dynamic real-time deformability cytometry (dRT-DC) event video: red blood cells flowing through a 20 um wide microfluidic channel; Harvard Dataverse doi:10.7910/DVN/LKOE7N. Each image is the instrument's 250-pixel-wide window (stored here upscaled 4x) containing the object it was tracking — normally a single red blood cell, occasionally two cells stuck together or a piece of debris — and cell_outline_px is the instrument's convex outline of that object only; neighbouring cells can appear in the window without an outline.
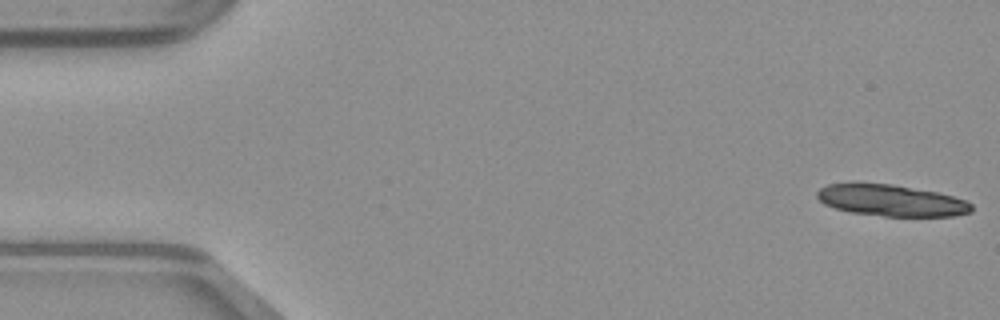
{"species": "common noctule bat (a hibernating species)", "species_latin": "Nyctalus noctula", "temperature_condition": "warm", "stored_images_in_passage": 49, "camera_frame_rate_fps": 3000, "um_per_image_px": 0.085, "animal": {"sex": "male", "body_mass_g": 23.1, "forearm_length_mm": 52.7}, "frame": {"image": 1, "passage_image": 1, "time_ms": 0.0, "image_size_px": [1000, 320], "cell_outline_px": [[972, 212], [956, 216], [884, 216], [852, 212], [836, 208], [824, 204], [816, 196], [816, 192], [820, 188], [828, 184], [852, 180], [856, 180], [892, 184], [936, 192], [952, 196], [964, 200], [972, 204]], "centroid_in_image_um": [75.68, 17.0], "position_along_channel_um": 9.3, "area_um2": 28.9}}
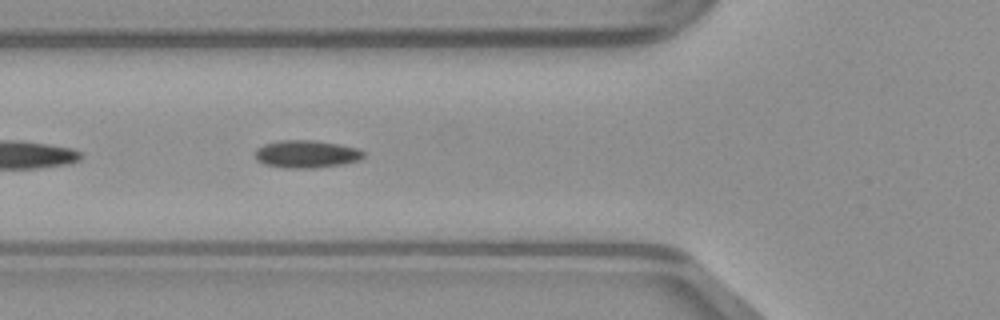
{"frame": {"image": 2, "passage_image": 18, "time_ms": 5.667, "image_size_px": [1000, 320], "cell_outline_px": [[364, 156], [360, 160], [344, 164], [316, 168], [284, 168], [264, 164], [256, 160], [256, 148], [264, 144], [280, 140], [312, 140], [340, 144], [360, 148], [364, 152]], "centroid_in_image_um": [26.07, 13.1], "position_along_channel_um": 99.7, "area_um2": 17.69}}
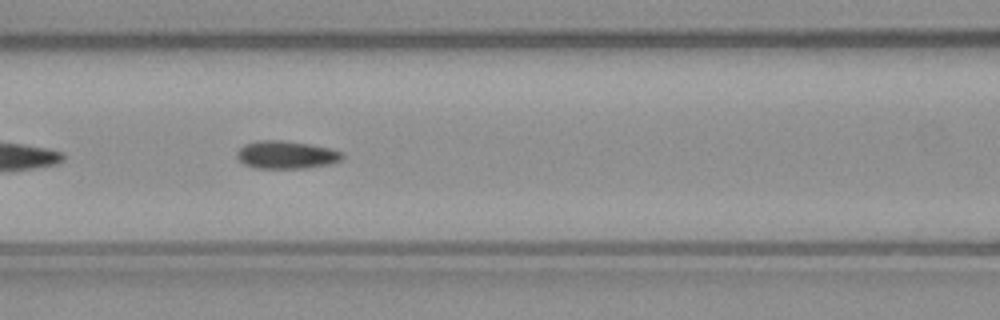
{"frame": {"image": 3, "passage_image": 21, "time_ms": 6.667, "image_size_px": [1000, 320], "cell_outline_px": [[344, 156], [340, 160], [332, 164], [304, 168], [256, 168], [244, 164], [236, 156], [236, 152], [244, 144], [256, 140], [280, 140], [312, 144], [332, 148], [344, 152]], "centroid_in_image_um": [24.36, 13.15], "position_along_channel_um": 142.2, "area_um2": 17.34}}